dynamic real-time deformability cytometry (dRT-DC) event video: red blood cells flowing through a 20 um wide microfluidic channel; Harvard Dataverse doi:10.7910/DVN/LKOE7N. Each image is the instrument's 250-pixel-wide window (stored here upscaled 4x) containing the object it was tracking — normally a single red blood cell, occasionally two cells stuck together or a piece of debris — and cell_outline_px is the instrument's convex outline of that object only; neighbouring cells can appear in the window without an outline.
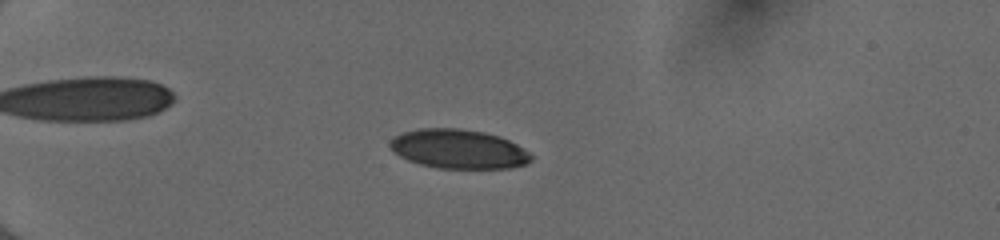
{"species": "human", "species_latin": "Homo sapiens", "temperature_condition": "cold", "stored_images_in_passage": 53, "camera_frame_rate_fps": 3000, "um_per_image_px": 0.085, "donor": {"sex": "female"}, "frame": {"image": 1, "passage_image": 16, "time_ms": 5.0, "image_size_px": [1000, 240], "cell_outline_px": [[532, 160], [528, 164], [508, 168], [436, 168], [420, 164], [408, 160], [400, 156], [388, 144], [396, 136], [404, 132], [420, 128], [456, 128], [484, 132], [500, 136], [516, 144], [528, 152], [532, 156]], "centroid_in_image_um": [39.0, 12.67], "position_along_channel_um": 46.0, "area_um2": 32.02}}
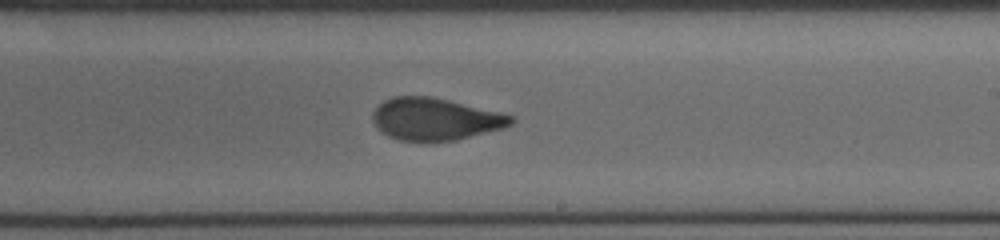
{"frame": {"image": 2, "passage_image": 35, "time_ms": 11.333, "image_size_px": [1000, 240], "cell_outline_px": [[516, 120], [512, 124], [500, 128], [456, 140], [400, 140], [388, 136], [372, 120], [372, 112], [384, 100], [392, 96], [432, 96], [500, 112], [512, 116]], "centroid_in_image_um": [36.98, 10.09], "position_along_channel_um": 252.0, "area_um2": 33.47}}
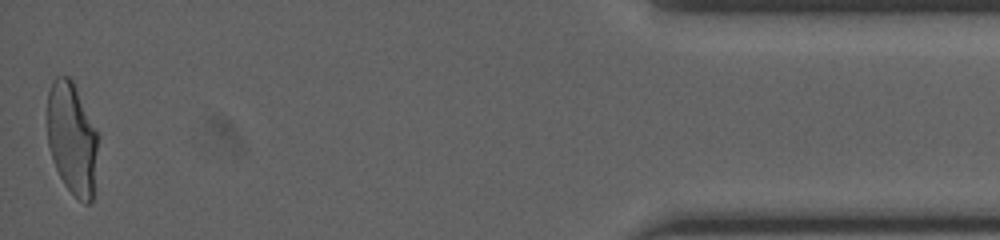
{"frame": {"image": 3, "passage_image": 53, "time_ms": 17.333, "image_size_px": [1000, 240], "cell_outline_px": [[100, 136], [92, 200], [88, 204], [84, 204], [64, 184], [52, 160], [48, 144], [48, 92], [52, 80], [56, 76], [68, 76], [72, 80]], "centroid_in_image_um": [6.14, 11.77], "position_along_channel_um": 429.1, "area_um2": 33.35}, "authors_computed_cell_mechanics": {"area_um2": 33.6974, "velocity_mm_per_s": 4.0562, "shape_relaxation_time_tau1_ms": 5.2176, "shape_relaxation_time_tau2_ms": 1.1031, "deformation_change_tau1": 0.1964, "deformation_change_tau2": 0.0586}}